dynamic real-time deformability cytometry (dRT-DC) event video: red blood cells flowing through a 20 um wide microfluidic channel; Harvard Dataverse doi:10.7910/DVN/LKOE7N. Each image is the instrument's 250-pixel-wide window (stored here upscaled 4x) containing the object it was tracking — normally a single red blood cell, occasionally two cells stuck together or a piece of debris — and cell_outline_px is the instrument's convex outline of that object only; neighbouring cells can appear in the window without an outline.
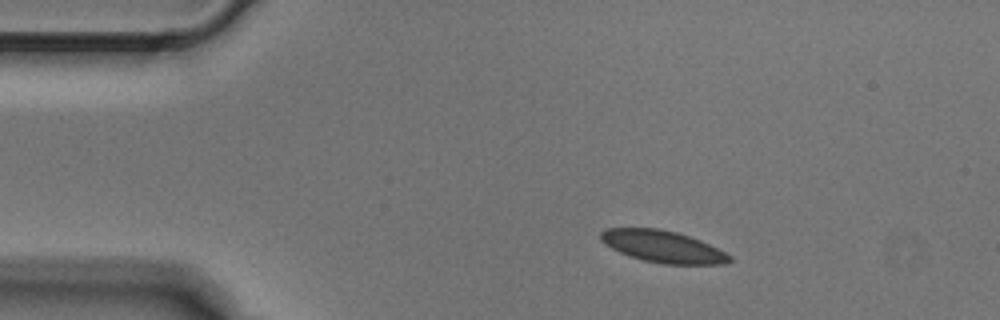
{"species": "Egyptian fruit bat (a non-hibernating species)", "species_latin": "Rousettus aegyptiacus", "temperature_condition": "cold", "stored_images_in_passage": 4, "camera_frame_rate_fps": 3000, "um_per_image_px": 0.085, "animal": {"sex": "male"}, "frame": {"image": 1, "passage_image": 2, "time_ms": 0.333, "image_size_px": [1000, 320], "cell_outline_px": [[732, 260], [724, 264], [664, 264], [644, 260], [620, 252], [604, 244], [600, 240], [600, 232], [604, 228], [656, 228], [676, 232], [700, 240], [732, 256]], "centroid_in_image_um": [56.31, 20.95], "position_along_channel_um": 28.7, "area_um2": 23.7}}
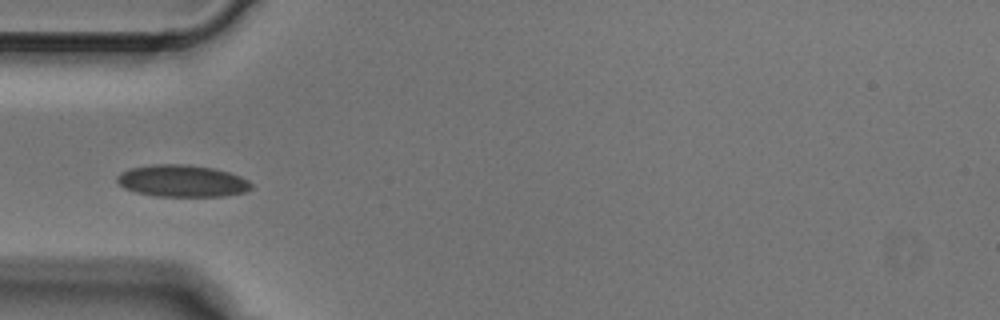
{"frame": {"image": 2, "passage_image": 4, "time_ms": 1.0, "image_size_px": [1000, 320], "cell_outline_px": [[252, 188], [244, 192], [224, 196], [156, 196], [136, 192], [124, 188], [116, 180], [116, 176], [120, 172], [128, 168], [152, 164], [188, 164], [212, 168], [228, 172], [240, 176], [248, 180], [252, 184]], "centroid_in_image_um": [15.45, 15.37], "position_along_channel_um": 69.5, "area_um2": 25.09}}